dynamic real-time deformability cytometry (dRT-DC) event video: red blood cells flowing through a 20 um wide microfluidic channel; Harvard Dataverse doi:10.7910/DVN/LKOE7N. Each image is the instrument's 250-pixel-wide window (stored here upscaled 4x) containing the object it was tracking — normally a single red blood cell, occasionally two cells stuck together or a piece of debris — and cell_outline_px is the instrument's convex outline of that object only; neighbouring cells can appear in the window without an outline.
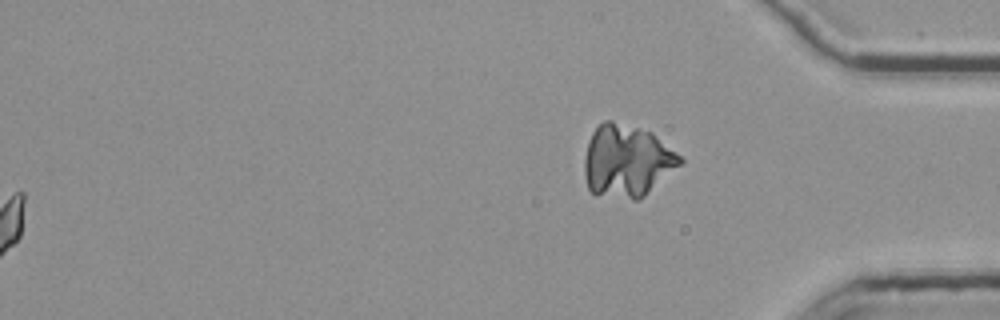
{"species": "common noctule bat (a hibernating species)", "species_latin": "Nyctalus noctula", "temperature_condition": "room temperature", "stored_images_in_passage": 55, "segment_of_instrument_passage": [2, 2], "camera_frame_rate_fps": 3000, "um_per_image_px": 0.085, "animal": {"sex": "female", "body_mass_g": 25.1}, "frame": {"image": 1, "passage_image": 55, "time_ms": 18.0, "image_size_px": [1000, 320], "cell_outline_px": [[684, 160], [680, 164], [640, 200], [632, 200], [596, 196], [588, 188], [584, 172], [584, 160], [588, 140], [592, 132], [604, 120], [612, 120], [652, 132], [680, 156]], "centroid_in_image_um": [53.24, 13.7], "position_along_channel_um": 382.0, "area_um2": 40.4}}